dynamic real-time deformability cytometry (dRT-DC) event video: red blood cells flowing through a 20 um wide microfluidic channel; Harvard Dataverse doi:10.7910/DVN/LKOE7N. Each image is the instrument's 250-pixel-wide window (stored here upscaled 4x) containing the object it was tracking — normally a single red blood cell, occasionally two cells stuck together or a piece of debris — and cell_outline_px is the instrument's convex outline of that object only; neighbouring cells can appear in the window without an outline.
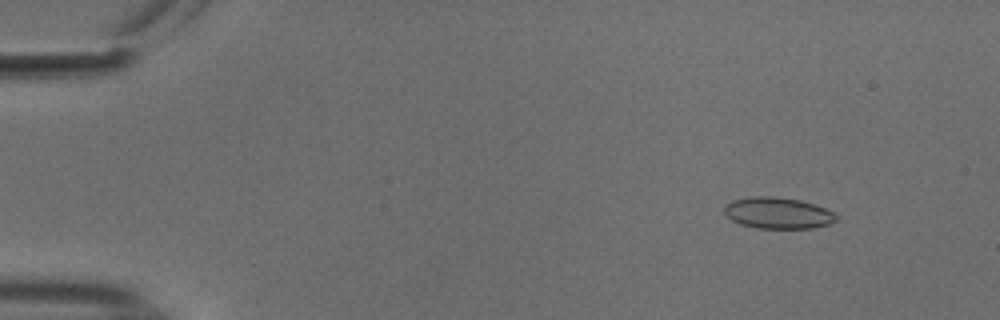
{"species": "common noctule bat (a hibernating species)", "species_latin": "Nyctalus noctula", "temperature_condition": "cold", "stored_images_in_passage": 54, "camera_frame_rate_fps": 3000, "um_per_image_px": 0.085, "animal": {"sex": "male", "body_mass_g": 18.8}, "frame": {"image": 1, "passage_image": 6, "time_ms": 1.667, "image_size_px": [1000, 320], "cell_outline_px": [[840, 216], [836, 220], [828, 224], [812, 228], [756, 228], [740, 224], [732, 220], [724, 212], [724, 204], [732, 200], [752, 196], [776, 196], [800, 200], [824, 208]], "centroid_in_image_um": [66.09, 18.1], "position_along_channel_um": 18.9, "area_um2": 20.46}}
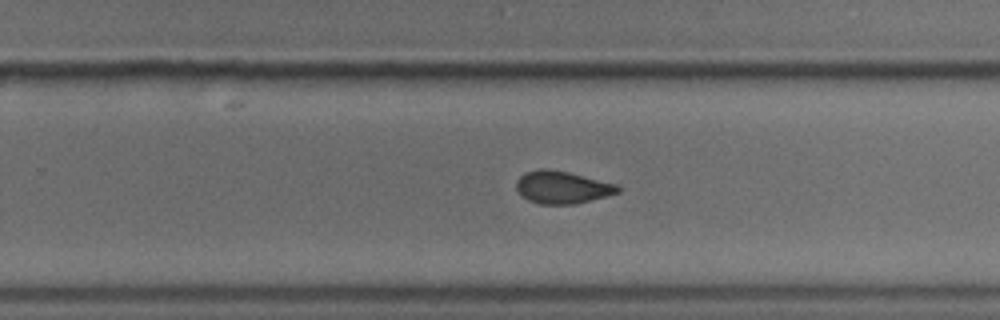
{"frame": {"image": 2, "passage_image": 35, "time_ms": 11.333, "image_size_px": [1000, 320], "cell_outline_px": [[620, 192], [572, 204], [540, 204], [528, 200], [516, 188], [516, 180], [524, 172], [540, 168], [548, 168], [568, 172], [616, 184], [620, 188]], "centroid_in_image_um": [47.74, 15.9], "position_along_channel_um": 282.1, "area_um2": 18.96}}
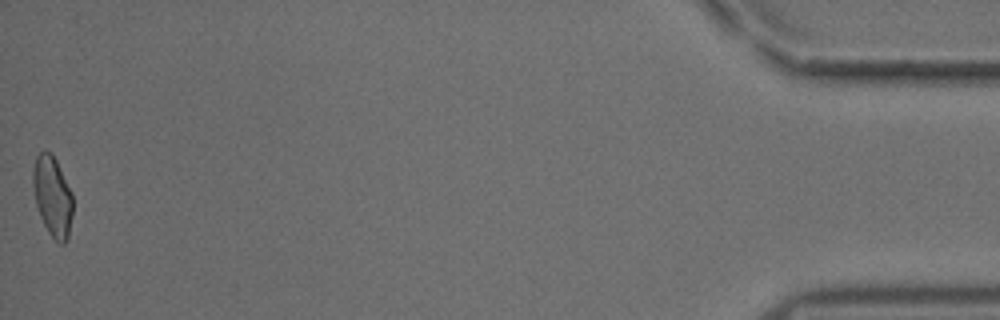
{"frame": {"image": 3, "passage_image": 54, "time_ms": 17.667, "image_size_px": [1000, 320], "cell_outline_px": [[72, 216], [68, 236], [64, 244], [60, 244], [48, 232], [40, 216], [36, 204], [32, 184], [32, 172], [36, 156], [44, 148], [52, 152], [72, 192]], "centroid_in_image_um": [4.45, 16.64], "position_along_channel_um": 430.8, "area_um2": 18.73}, "authors_computed_cell_mechanics": {"area_um2": 19.5364, "velocity_mm_per_s": 3.7635, "shape_relaxation_time_tau1_ms": 6.1518, "shape_relaxation_time_tau2_ms": 1.7275, "deformation_change_tau1": 0.1331, "deformation_change_tau2": 0.0616}}